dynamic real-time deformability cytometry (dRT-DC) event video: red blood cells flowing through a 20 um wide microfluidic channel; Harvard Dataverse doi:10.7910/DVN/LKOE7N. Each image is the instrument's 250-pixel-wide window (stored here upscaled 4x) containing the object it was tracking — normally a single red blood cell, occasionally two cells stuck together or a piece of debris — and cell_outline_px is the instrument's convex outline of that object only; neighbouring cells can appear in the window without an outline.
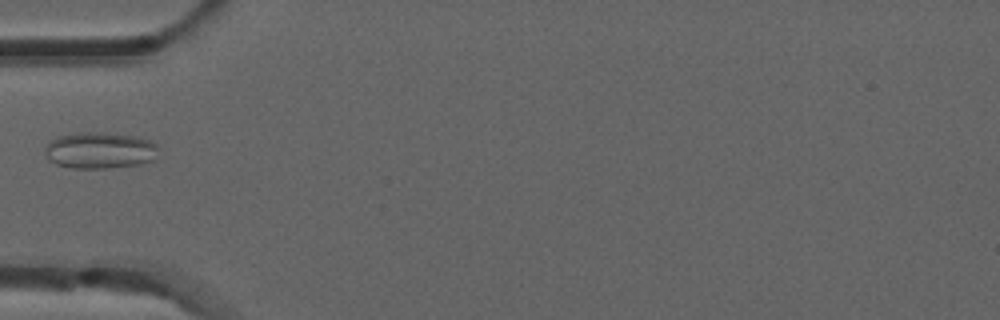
{"species": "common noctule bat (a hibernating species)", "species_latin": "Nyctalus noctula", "temperature_condition": "room temperature", "stored_images_in_passage": 1, "camera_frame_rate_fps": 3000, "um_per_image_px": 0.085, "animal": {"sex": "male", "forearm_length_mm": 52.5}, "frame": {"image": 1, "passage_image": 1, "time_ms": 0.0, "image_size_px": [1000, 320], "cell_outline_px": [[156, 148], [152, 160], [140, 164], [108, 168], [72, 168], [56, 164], [48, 160], [44, 152], [44, 148], [52, 140], [60, 136], [88, 132], [100, 132], [136, 136], [152, 140], [156, 144]], "centroid_in_image_um": [8.46, 12.79], "position_along_channel_um": 76.5, "area_um2": 23.87}}